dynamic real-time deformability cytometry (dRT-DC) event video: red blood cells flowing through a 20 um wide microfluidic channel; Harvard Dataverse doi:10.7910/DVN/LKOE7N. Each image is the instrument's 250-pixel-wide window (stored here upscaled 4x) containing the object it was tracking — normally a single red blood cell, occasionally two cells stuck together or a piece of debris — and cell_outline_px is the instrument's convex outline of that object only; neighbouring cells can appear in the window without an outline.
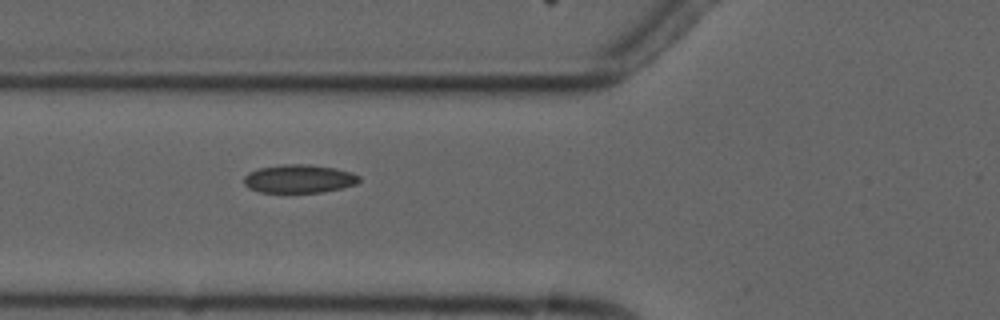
{"species": "common noctule bat (a hibernating species)", "species_latin": "Nyctalus noctula", "temperature_condition": "cold", "stored_images_in_passage": 8, "camera_frame_rate_fps": 3000, "um_per_image_px": 0.085, "animal": {"sex": "male", "forearm_length_mm": 52.5}, "frame": {"image": 1, "passage_image": 6, "time_ms": 5.667, "image_size_px": [1000, 320], "cell_outline_px": [[360, 180], [356, 184], [344, 188], [324, 192], [260, 192], [248, 188], [244, 184], [244, 176], [248, 172], [260, 168], [284, 164], [308, 164], [336, 168], [352, 172], [360, 176]], "centroid_in_image_um": [25.44, 15.19], "position_along_channel_um": 100.4, "area_um2": 19.19}}
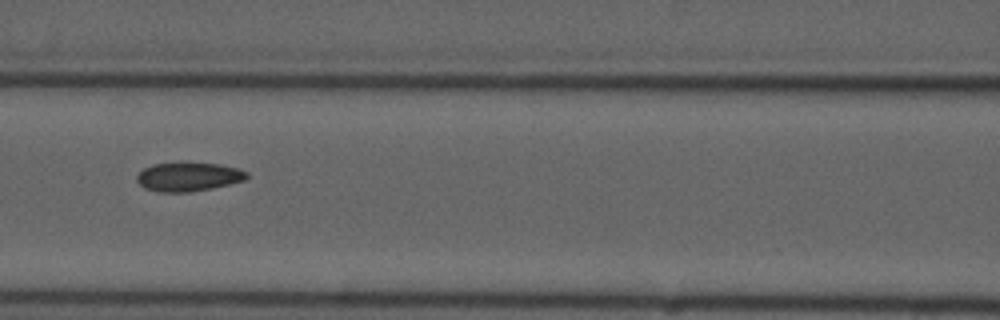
{"frame": {"image": 2, "passage_image": 7, "time_ms": 7.0, "image_size_px": [1000, 320], "cell_outline_px": [[248, 176], [244, 180], [212, 188], [188, 192], [160, 192], [144, 188], [136, 180], [136, 176], [144, 168], [152, 164], [220, 164], [236, 168], [248, 172]], "centroid_in_image_um": [15.99, 15.05], "position_along_channel_um": 150.6, "area_um2": 18.03}}
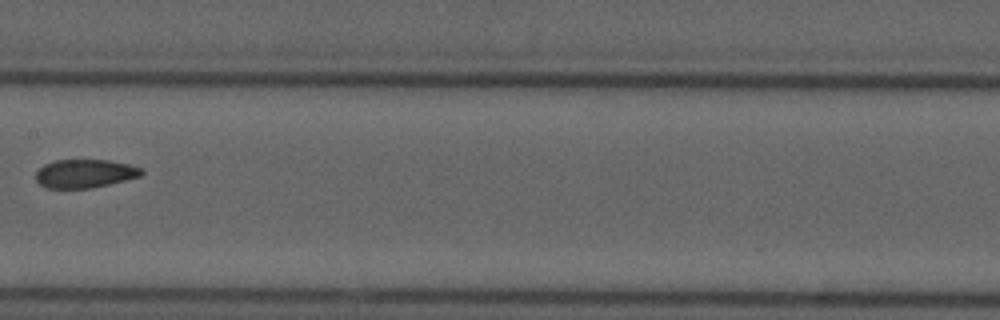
{"frame": {"image": 3, "passage_image": 8, "time_ms": 8.333, "image_size_px": [1000, 320], "cell_outline_px": [[144, 172], [140, 176], [92, 188], [48, 188], [40, 184], [36, 180], [36, 172], [44, 164], [56, 160], [108, 160], [128, 164], [140, 168]], "centroid_in_image_um": [7.19, 14.75], "position_along_channel_um": 200.2, "area_um2": 17.34}}